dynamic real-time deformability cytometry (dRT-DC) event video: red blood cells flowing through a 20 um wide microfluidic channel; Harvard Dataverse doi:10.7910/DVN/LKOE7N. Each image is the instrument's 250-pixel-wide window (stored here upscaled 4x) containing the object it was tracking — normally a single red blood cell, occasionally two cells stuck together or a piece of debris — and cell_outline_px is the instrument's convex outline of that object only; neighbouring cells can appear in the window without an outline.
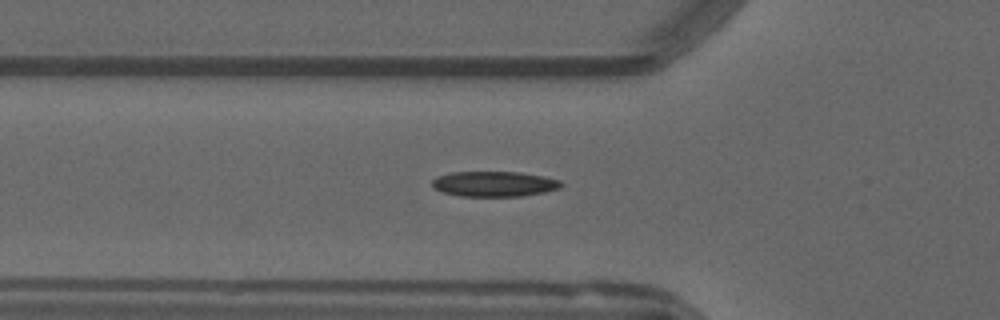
{"species": "common noctule bat (a hibernating species)", "species_latin": "Nyctalus noctula", "temperature_condition": "warm", "stored_images_in_passage": 55, "camera_frame_rate_fps": 3000, "um_per_image_px": 0.085, "animal": {"sex": "male", "forearm_length_mm": 52.5}, "frame": {"image": 1, "passage_image": 19, "time_ms": 6.0, "image_size_px": [1000, 320], "cell_outline_px": [[564, 184], [560, 188], [544, 192], [520, 196], [460, 196], [444, 192], [436, 188], [432, 184], [432, 180], [436, 176], [452, 172], [520, 172], [544, 176], [560, 180]], "centroid_in_image_um": [42.04, 15.62], "position_along_channel_um": 83.8, "area_um2": 18.96}}
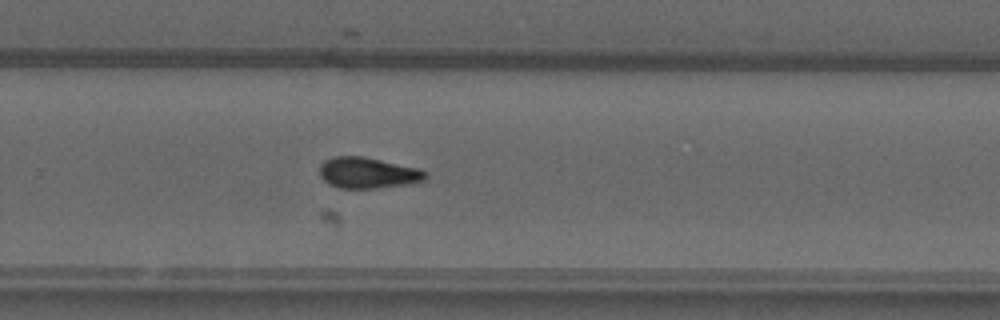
{"frame": {"image": 2, "passage_image": 36, "time_ms": 11.667, "image_size_px": [1000, 320], "cell_outline_px": [[428, 176], [424, 180], [408, 184], [376, 188], [340, 188], [328, 184], [320, 176], [320, 164], [324, 160], [332, 156], [360, 156], [420, 168], [428, 172]], "centroid_in_image_um": [31.26, 14.69], "position_along_channel_um": 298.5, "area_um2": 19.19}}
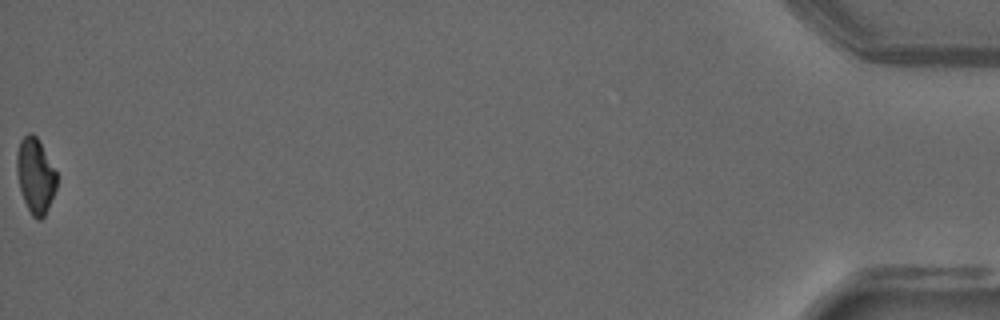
{"frame": {"image": 3, "passage_image": 55, "time_ms": 18.0, "image_size_px": [1000, 320], "cell_outline_px": [[56, 188], [48, 208], [44, 216], [40, 220], [36, 220], [32, 216], [24, 200], [20, 188], [16, 172], [16, 152], [20, 140], [28, 132], [32, 132], [40, 140], [56, 172]], "centroid_in_image_um": [2.99, 14.89], "position_along_channel_um": 432.2, "area_um2": 17.57}, "authors_computed_cell_mechanics": {"area_um2": 18.6116, "velocity_mm_per_s": 3.7895, "shape_relaxation_time_tau1_ms": null, "shape_relaxation_time_tau2_ms": 4.9717, "deformation_change_tau1": null, "deformation_change_tau2": 0.1067}}